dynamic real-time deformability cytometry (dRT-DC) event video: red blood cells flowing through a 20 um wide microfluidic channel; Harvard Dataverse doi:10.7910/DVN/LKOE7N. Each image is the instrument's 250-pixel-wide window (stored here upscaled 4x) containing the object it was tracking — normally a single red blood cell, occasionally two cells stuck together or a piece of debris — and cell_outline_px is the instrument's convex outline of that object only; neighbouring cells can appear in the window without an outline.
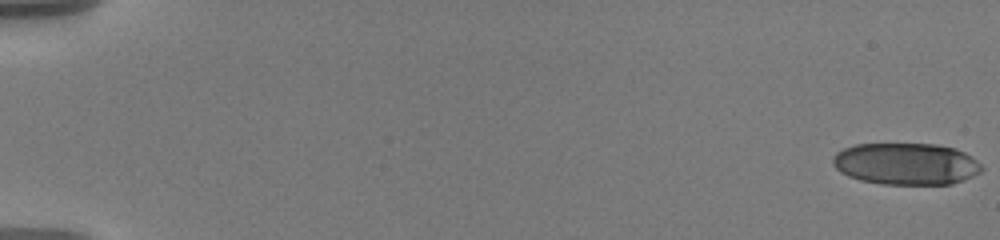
{"species": "human", "species_latin": "Homo sapiens", "temperature_condition": "warm", "stored_images_in_passage": 58, "camera_frame_rate_fps": 3000, "um_per_image_px": 0.085, "donor": {"sex": "male"}, "frame": {"image": 1, "passage_image": 1, "time_ms": 0.0, "image_size_px": [1000, 240], "cell_outline_px": [[984, 168], [980, 172], [964, 180], [952, 184], [880, 184], [860, 180], [848, 176], [840, 172], [832, 164], [832, 156], [836, 152], [844, 148], [856, 144], [936, 144], [956, 148], [972, 156]], "centroid_in_image_um": [77.01, 13.92], "position_along_channel_um": 8.0, "area_um2": 36.53}}
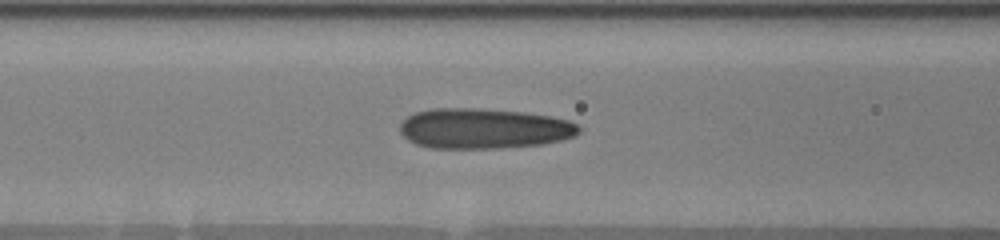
{"frame": {"image": 2, "passage_image": 26, "time_ms": 8.333, "image_size_px": [1000, 240], "cell_outline_px": [[580, 132], [576, 136], [544, 144], [500, 148], [428, 148], [416, 144], [408, 140], [400, 132], [400, 124], [408, 116], [416, 112], [432, 108], [476, 108], [524, 112], [552, 116], [568, 120], [576, 124], [580, 128]], "centroid_in_image_um": [41.13, 10.92], "position_along_channel_um": 125.5, "area_um2": 42.25}}
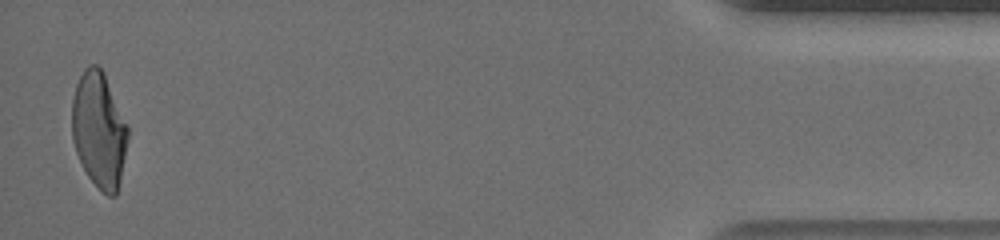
{"frame": {"image": 3, "passage_image": 57, "time_ms": 18.667, "image_size_px": [1000, 240], "cell_outline_px": [[128, 136], [120, 180], [116, 196], [108, 196], [88, 176], [76, 152], [72, 140], [72, 100], [76, 84], [84, 68], [88, 64], [96, 64], [104, 72], [128, 124]], "centroid_in_image_um": [8.42, 11.0], "position_along_channel_um": 426.8, "area_um2": 37.63}, "authors_computed_cell_mechanics": {"area_um2": 39.6797, "velocity_mm_per_s": 3.6069, "shape_relaxation_time_tau1_ms": 5.4897, "shape_relaxation_time_tau2_ms": 1.0097, "deformation_change_tau1": 0.1975, "deformation_change_tau2": 0.094}}